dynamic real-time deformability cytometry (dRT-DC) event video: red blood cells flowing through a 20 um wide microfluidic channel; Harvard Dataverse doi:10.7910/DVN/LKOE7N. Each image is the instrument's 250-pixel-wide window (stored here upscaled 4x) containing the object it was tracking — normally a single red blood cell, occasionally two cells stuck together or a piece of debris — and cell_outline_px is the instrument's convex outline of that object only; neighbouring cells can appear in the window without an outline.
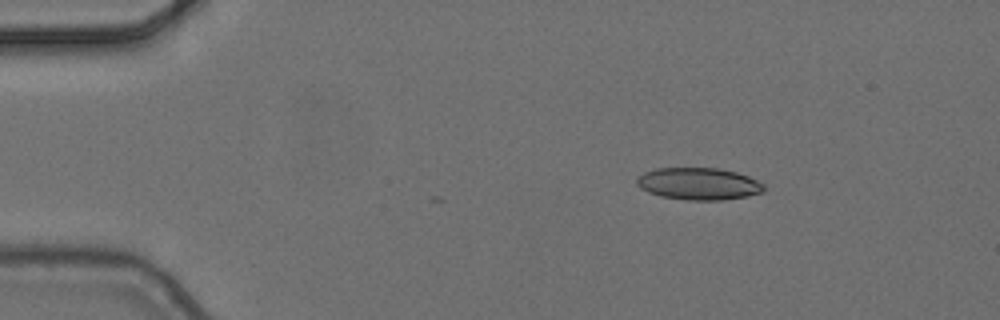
{"species": "common noctule bat (a hibernating species)", "species_latin": "Nyctalus noctula", "temperature_condition": "cold", "stored_images_in_passage": 4, "camera_frame_rate_fps": 3000, "um_per_image_px": 0.085, "animal": {"sex": "female", "body_mass_g": 24.6, "forearm_length_mm": 56.2}, "frame": {"image": 1, "passage_image": 2, "time_ms": 0.333, "image_size_px": [1000, 320], "cell_outline_px": [[764, 192], [748, 196], [724, 200], [688, 200], [660, 196], [648, 192], [640, 188], [636, 184], [636, 180], [644, 172], [656, 168], [716, 168], [736, 172], [748, 176], [764, 184]], "centroid_in_image_um": [59.39, 15.63], "position_along_channel_um": 25.6, "area_um2": 23.81}}